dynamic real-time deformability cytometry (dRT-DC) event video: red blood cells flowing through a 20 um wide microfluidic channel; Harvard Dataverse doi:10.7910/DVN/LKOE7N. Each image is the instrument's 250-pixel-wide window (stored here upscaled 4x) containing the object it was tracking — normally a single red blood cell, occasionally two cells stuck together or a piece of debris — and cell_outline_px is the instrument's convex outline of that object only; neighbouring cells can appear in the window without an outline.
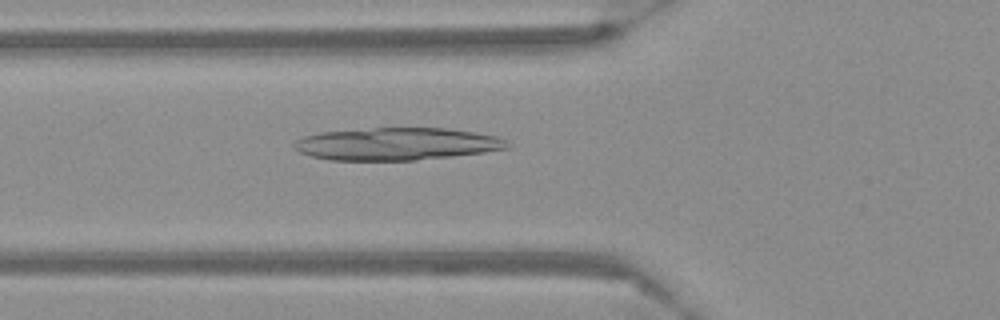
{"species": "Egyptian fruit bat (a non-hibernating species)", "species_latin": "Rousettus aegyptiacus", "temperature_condition": "warm", "stored_images_in_passage": 38, "camera_frame_rate_fps": 3000, "um_per_image_px": 0.085, "frame": {"image": 1, "passage_image": 3, "time_ms": 0.667, "image_size_px": [1000, 320], "cell_outline_px": [[512, 144], [508, 148], [484, 152], [452, 156], [416, 160], [328, 160], [312, 156], [300, 152], [292, 144], [296, 140], [304, 136], [320, 132], [372, 128], [448, 128], [476, 132], [496, 136], [508, 140]], "centroid_in_image_um": [33.76, 12.23], "position_along_channel_um": 92.0, "area_um2": 40.4}}
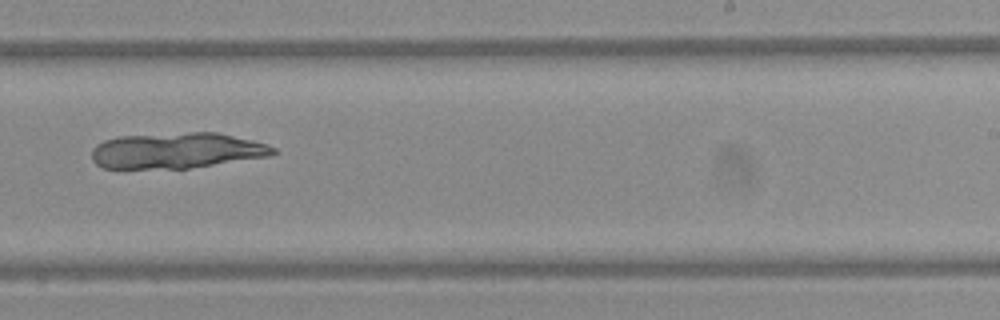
{"frame": {"image": 2, "passage_image": 18, "time_ms": 5.667, "image_size_px": [1000, 320], "cell_outline_px": [[280, 152], [272, 156], [188, 168], [104, 168], [96, 164], [92, 160], [92, 148], [96, 144], [104, 140], [120, 136], [192, 132], [216, 132], [252, 140], [276, 148]], "centroid_in_image_um": [15.04, 12.8], "position_along_channel_um": 274.0, "area_um2": 37.8}}
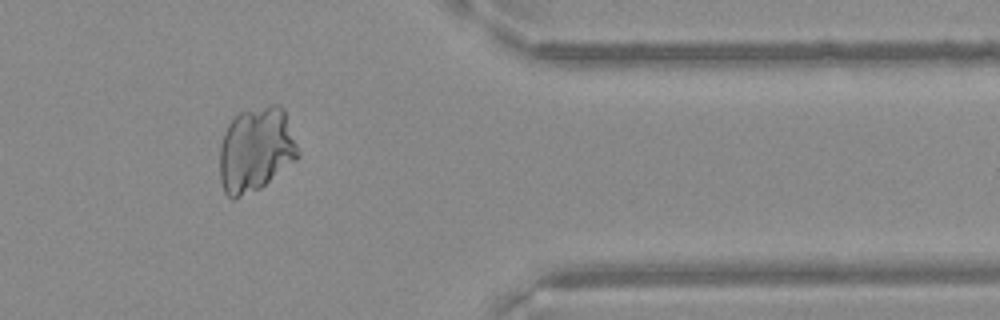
{"frame": {"image": 3, "passage_image": 29, "time_ms": 9.333, "image_size_px": [1000, 320], "cell_outline_px": [[300, 156], [296, 160], [260, 188], [232, 200], [224, 192], [220, 180], [220, 144], [224, 132], [228, 124], [240, 112], [272, 104], [280, 104], [284, 108], [300, 152]], "centroid_in_image_um": [21.76, 12.71], "position_along_channel_um": 389.6, "area_um2": 38.78}}